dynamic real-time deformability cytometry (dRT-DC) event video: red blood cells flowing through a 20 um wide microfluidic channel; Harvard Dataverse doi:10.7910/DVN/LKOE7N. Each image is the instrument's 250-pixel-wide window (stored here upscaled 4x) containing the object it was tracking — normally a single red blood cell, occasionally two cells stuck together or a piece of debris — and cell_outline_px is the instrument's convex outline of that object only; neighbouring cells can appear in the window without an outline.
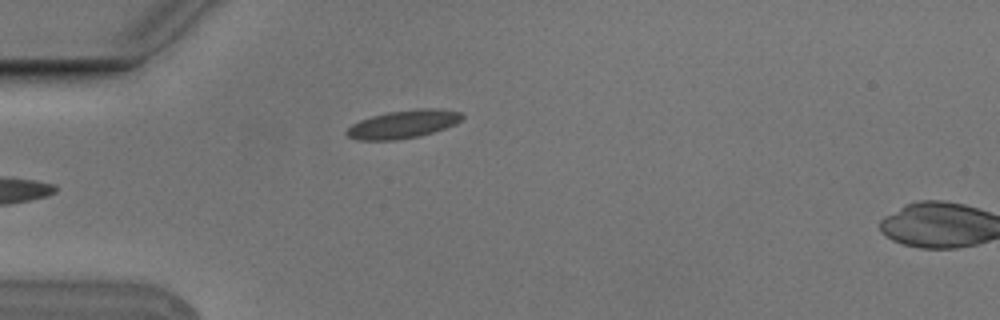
{"species": "Egyptian fruit bat (a non-hibernating species)", "species_latin": "Rousettus aegyptiacus", "temperature_condition": "cold", "stored_images_in_passage": 5, "camera_frame_rate_fps": 3000, "um_per_image_px": 0.085, "animal": {"sex": "male"}, "frame": {"image": 1, "passage_image": 5, "time_ms": 1.333, "image_size_px": [1000, 320], "cell_outline_px": [[464, 116], [456, 124], [420, 136], [392, 140], [360, 140], [348, 136], [344, 132], [352, 124], [360, 120], [372, 116], [388, 112], [420, 108], [440, 108], [460, 112]], "centroid_in_image_um": [34.28, 10.55], "position_along_channel_um": 50.7, "area_um2": 18.79}}